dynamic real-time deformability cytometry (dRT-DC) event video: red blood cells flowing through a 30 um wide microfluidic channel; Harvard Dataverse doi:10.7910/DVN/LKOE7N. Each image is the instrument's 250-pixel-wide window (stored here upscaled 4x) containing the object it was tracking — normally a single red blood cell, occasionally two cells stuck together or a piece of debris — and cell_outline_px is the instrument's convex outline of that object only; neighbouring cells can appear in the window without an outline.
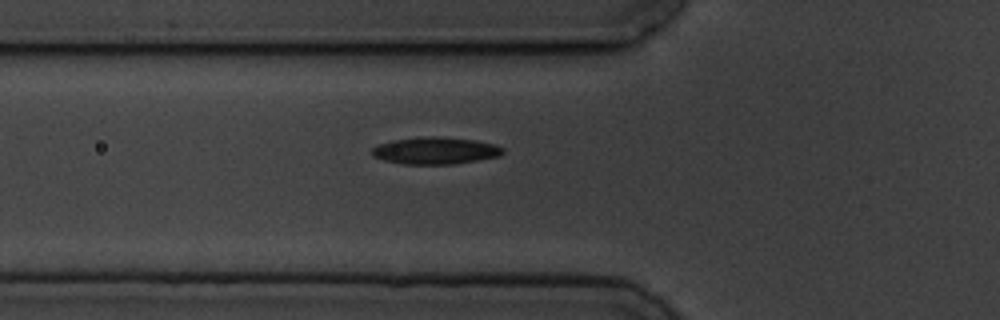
{"species": "common noctule bat (a hibernating species)", "species_latin": "Nyctalus noctula", "temperature_condition": "cold", "stored_images_in_passage": 6, "camera_frame_rate_fps": 3000, "um_per_image_px": 0.085, "animal": {"sex": "male", "body_mass_g": 19.5, "forearm_length_mm": 54.6}, "frame": {"image": 1, "passage_image": 6, "time_ms": 5.667, "image_size_px": [1000, 320], "cell_outline_px": [[504, 152], [500, 156], [456, 164], [404, 164], [384, 160], [372, 156], [372, 148], [376, 144], [392, 140], [476, 140], [496, 144], [504, 148]], "centroid_in_image_um": [37.03, 12.87], "position_along_channel_um": 88.8, "area_um2": 19.48}}